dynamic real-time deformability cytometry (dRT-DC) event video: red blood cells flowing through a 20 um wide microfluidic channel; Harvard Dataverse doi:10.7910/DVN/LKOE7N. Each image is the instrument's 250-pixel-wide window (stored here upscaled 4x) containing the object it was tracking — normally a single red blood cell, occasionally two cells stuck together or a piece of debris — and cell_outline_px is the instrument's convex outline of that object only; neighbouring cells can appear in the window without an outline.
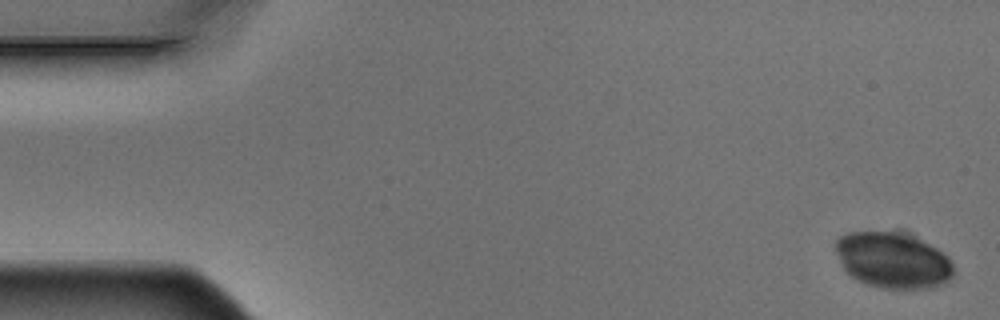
{"species": "Egyptian fruit bat (a non-hibernating species)", "species_latin": "Rousettus aegyptiacus", "temperature_condition": "warm", "stored_images_in_passage": 5, "camera_frame_rate_fps": 3000, "um_per_image_px": 0.085, "animal": {"sex": "male"}, "frame": {"image": 1, "passage_image": 1, "time_ms": 0.0, "image_size_px": [1000, 320], "cell_outline_px": [[952, 276], [948, 280], [932, 288], [880, 288], [868, 284], [852, 276], [844, 268], [836, 252], [836, 240], [840, 236], [848, 232], [896, 232], [920, 240], [936, 248], [948, 256], [952, 264]], "centroid_in_image_um": [75.89, 22.13], "position_along_channel_um": 9.1, "area_um2": 37.63}}